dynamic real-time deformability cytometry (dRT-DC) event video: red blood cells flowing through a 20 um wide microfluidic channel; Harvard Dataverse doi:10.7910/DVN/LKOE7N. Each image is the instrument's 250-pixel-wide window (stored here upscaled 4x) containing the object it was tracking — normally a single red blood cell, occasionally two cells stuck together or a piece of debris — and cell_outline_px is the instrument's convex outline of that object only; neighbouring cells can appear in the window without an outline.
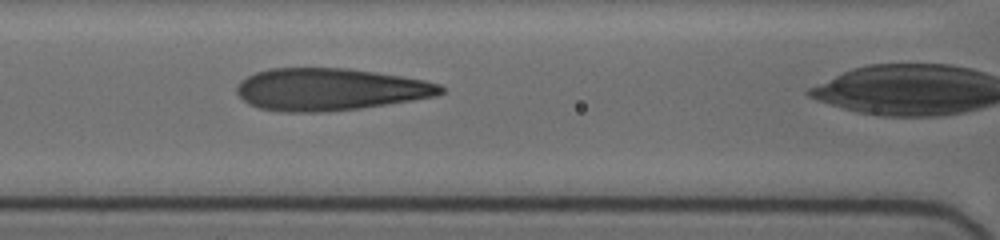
{"species": "human", "species_latin": "Homo sapiens", "temperature_condition": "cold", "stored_images_in_passage": 4, "segment_of_instrument_passage": [1, 2], "camera_frame_rate_fps": 3000, "um_per_image_px": 0.085, "donor": {"sex": "female"}, "frame": {"image": 1, "passage_image": 3, "time_ms": 1.0, "image_size_px": [1000, 240], "cell_outline_px": [[444, 92], [436, 96], [412, 100], [360, 108], [324, 112], [284, 112], [260, 108], [248, 104], [236, 92], [236, 88], [240, 80], [256, 72], [268, 68], [348, 68], [400, 76], [424, 80], [440, 84], [444, 88]], "centroid_in_image_um": [28.02, 7.59], "position_along_channel_um": 138.6, "area_um2": 50.11}}